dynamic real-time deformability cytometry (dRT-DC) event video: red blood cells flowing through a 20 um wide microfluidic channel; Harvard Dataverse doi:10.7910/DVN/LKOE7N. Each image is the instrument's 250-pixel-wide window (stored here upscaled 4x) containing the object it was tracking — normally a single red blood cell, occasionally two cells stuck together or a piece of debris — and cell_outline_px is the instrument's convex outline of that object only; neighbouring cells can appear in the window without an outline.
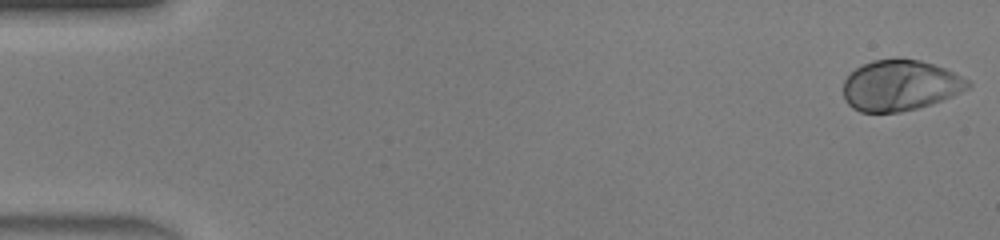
{"species": "human", "species_latin": "Homo sapiens", "temperature_condition": "warm", "stored_images_in_passage": 46, "camera_frame_rate_fps": 3000, "um_per_image_px": 0.085, "donor": {"sex": "male"}, "frame": {"image": 1, "passage_image": 1, "time_ms": 0.0, "image_size_px": [1000, 240], "cell_outline_px": [[972, 84], [968, 88], [952, 96], [916, 108], [900, 112], [860, 112], [852, 108], [844, 100], [844, 80], [856, 68], [872, 60], [900, 56], [920, 60], [944, 68], [968, 80]], "centroid_in_image_um": [76.48, 7.23], "position_along_channel_um": 8.5, "area_um2": 36.88}}
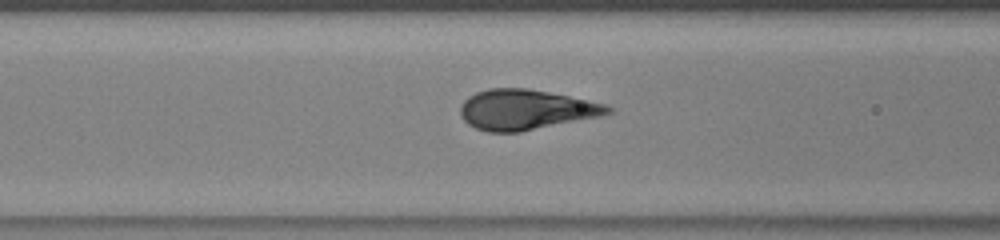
{"frame": {"image": 2, "passage_image": 19, "time_ms": 6.0, "image_size_px": [1000, 240], "cell_outline_px": [[616, 108], [612, 112], [600, 116], [520, 132], [488, 132], [476, 128], [468, 124], [460, 116], [460, 108], [464, 100], [468, 96], [476, 92], [488, 88], [528, 88], [608, 104]], "centroid_in_image_um": [44.69, 9.32], "position_along_channel_um": 121.9, "area_um2": 34.62}}
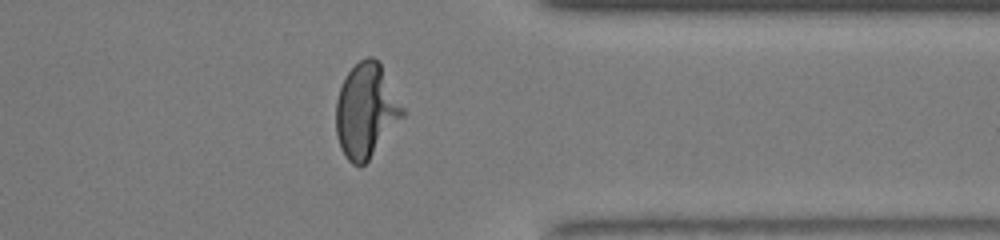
{"frame": {"image": 3, "passage_image": 37, "time_ms": 12.0, "image_size_px": [1000, 240], "cell_outline_px": [[404, 116], [368, 160], [360, 168], [352, 164], [348, 160], [340, 148], [336, 136], [336, 100], [340, 88], [348, 72], [360, 60], [368, 56], [372, 56], [380, 60], [404, 108]], "centroid_in_image_um": [31.12, 9.4], "position_along_channel_um": 380.3, "area_um2": 36.7}}